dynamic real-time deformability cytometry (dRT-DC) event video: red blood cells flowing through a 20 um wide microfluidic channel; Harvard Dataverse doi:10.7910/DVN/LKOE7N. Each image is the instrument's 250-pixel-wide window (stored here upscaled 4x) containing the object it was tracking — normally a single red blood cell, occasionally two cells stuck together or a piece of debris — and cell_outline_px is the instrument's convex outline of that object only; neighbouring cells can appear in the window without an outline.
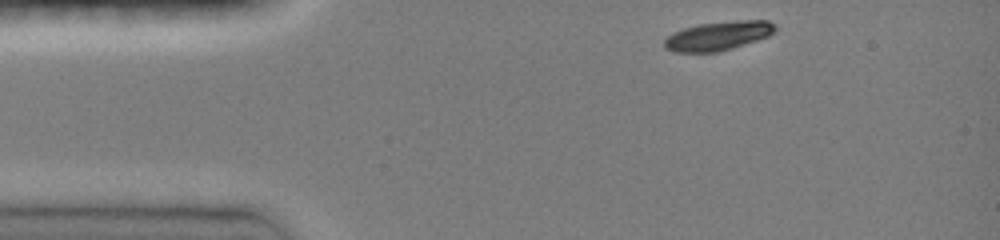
{"species": "common noctule bat (a hibernating species)", "species_latin": "Nyctalus noctula", "temperature_condition": "room temperature", "stored_images_in_passage": 37, "camera_frame_rate_fps": 3000, "um_per_image_px": 0.085, "animal": {"sex": "female", "body_mass_g": 19.0, "forearm_length_mm": 51.5}, "frame": {"image": 1, "passage_image": 1, "time_ms": 0.0, "image_size_px": [1000, 240], "cell_outline_px": [[776, 32], [768, 36], [720, 52], [672, 52], [664, 48], [664, 40], [668, 36], [684, 28], [700, 24], [740, 20], [768, 20], [776, 24]], "centroid_in_image_um": [61.07, 3.05], "position_along_channel_um": 23.9, "area_um2": 18.67}}
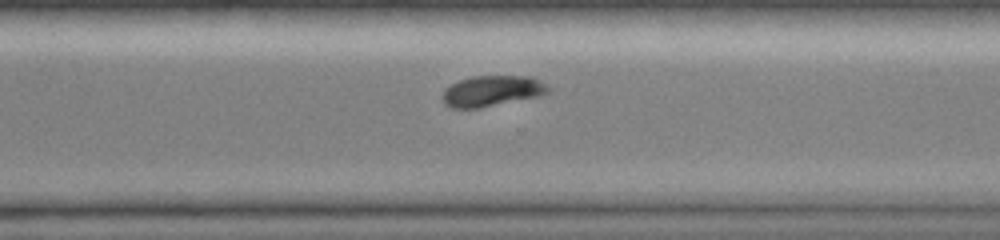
{"frame": {"image": 2, "passage_image": 28, "time_ms": 9.0, "image_size_px": [1000, 240], "cell_outline_px": [[548, 92], [536, 96], [480, 108], [452, 108], [444, 104], [440, 100], [440, 96], [444, 88], [460, 80], [472, 76], [532, 76], [544, 84], [548, 88]], "centroid_in_image_um": [41.71, 7.73], "position_along_channel_um": 328.9, "area_um2": 18.84}}
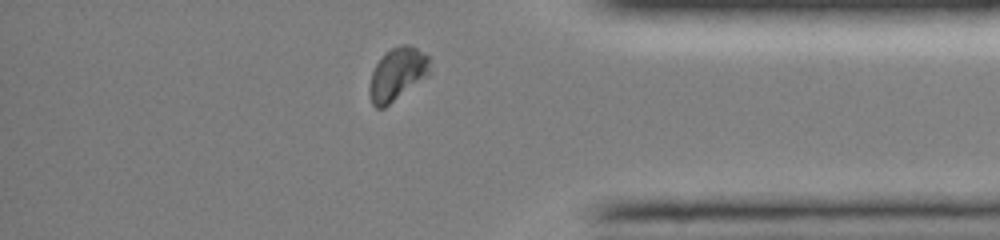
{"frame": {"image": 3, "passage_image": 34, "time_ms": 11.0, "image_size_px": [1000, 240], "cell_outline_px": [[428, 76], [384, 108], [376, 108], [372, 104], [368, 92], [368, 88], [372, 72], [376, 64], [384, 52], [392, 48], [404, 44], [408, 44], [416, 48], [428, 56]], "centroid_in_image_um": [33.73, 6.31], "position_along_channel_um": 401.5, "area_um2": 18.44}, "authors_computed_cell_mechanics": {"area_um2": 19.5942, "velocity_mm_per_s": 4.0175, "shape_relaxation_time_tau1_ms": 1.4074, "shape_relaxation_time_tau2_ms": 7.9513, "deformation_change_tau1": 0.0969, "deformation_change_tau2": 0.0567}}